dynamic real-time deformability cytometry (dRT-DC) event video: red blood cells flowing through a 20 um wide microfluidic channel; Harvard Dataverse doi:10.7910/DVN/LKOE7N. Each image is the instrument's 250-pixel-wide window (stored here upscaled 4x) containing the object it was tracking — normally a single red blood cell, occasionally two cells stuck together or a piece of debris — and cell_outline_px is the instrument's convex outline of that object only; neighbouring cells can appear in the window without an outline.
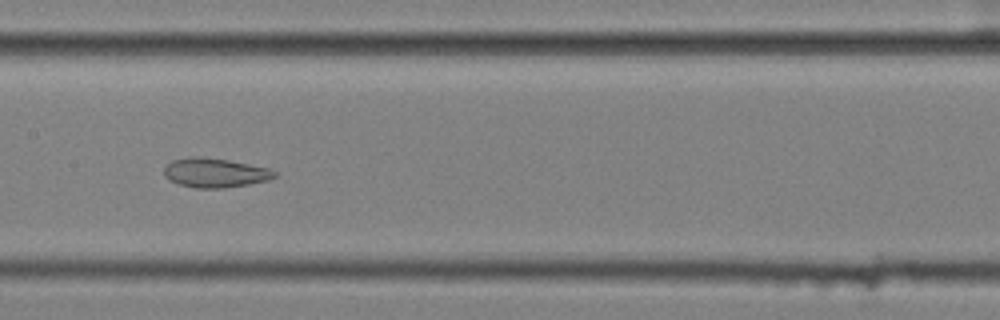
{"species": "common noctule bat (a hibernating species)", "species_latin": "Nyctalus noctula", "temperature_condition": "cold", "stored_images_in_passage": 57, "segment_of_instrument_passage": [2, 2], "camera_frame_rate_fps": 3000, "um_per_image_px": 0.085, "animal": {"sex": "female", "body_mass_g": 25.1}, "frame": {"image": 1, "passage_image": 29, "time_ms": 9.333, "image_size_px": [1000, 320], "cell_outline_px": [[276, 176], [268, 180], [248, 184], [224, 188], [196, 188], [180, 184], [168, 180], [164, 176], [164, 168], [172, 160], [188, 156], [200, 156], [228, 160], [268, 168], [276, 172]], "centroid_in_image_um": [18.24, 14.68], "position_along_channel_um": 189.2, "area_um2": 18.84}}
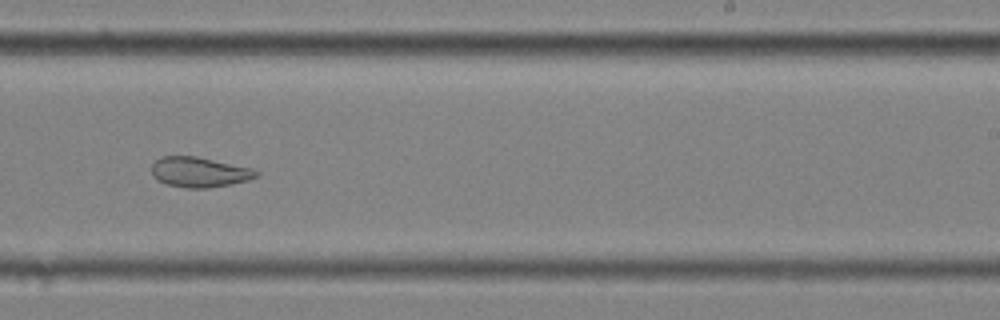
{"frame": {"image": 2, "passage_image": 36, "time_ms": 11.667, "image_size_px": [1000, 320], "cell_outline_px": [[260, 176], [248, 180], [208, 188], [188, 188], [168, 184], [152, 176], [152, 164], [160, 156], [196, 156], [252, 168], [260, 172]], "centroid_in_image_um": [16.96, 14.62], "position_along_channel_um": 272.0, "area_um2": 18.26}}
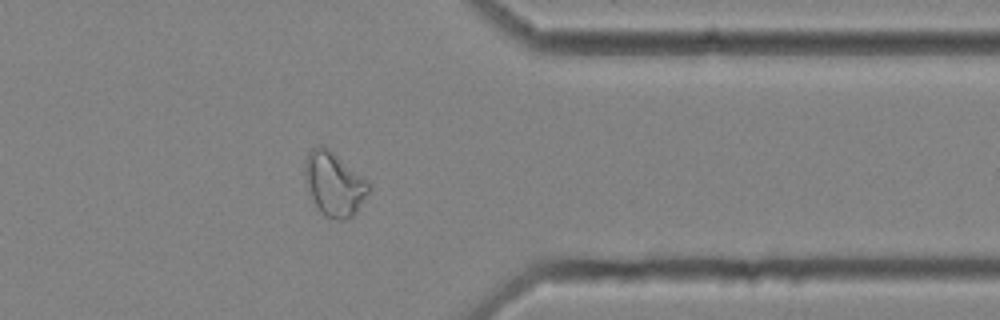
{"frame": {"image": 3, "passage_image": 46, "time_ms": 15.0, "image_size_px": [1000, 320], "cell_outline_px": [[372, 188], [356, 212], [352, 216], [344, 220], [340, 220], [324, 216], [320, 212], [312, 200], [308, 192], [304, 176], [304, 164], [308, 152], [312, 148], [320, 144], [328, 148], [368, 180], [372, 184]], "centroid_in_image_um": [28.4, 15.64], "position_along_channel_um": 383.0, "area_um2": 24.1}}